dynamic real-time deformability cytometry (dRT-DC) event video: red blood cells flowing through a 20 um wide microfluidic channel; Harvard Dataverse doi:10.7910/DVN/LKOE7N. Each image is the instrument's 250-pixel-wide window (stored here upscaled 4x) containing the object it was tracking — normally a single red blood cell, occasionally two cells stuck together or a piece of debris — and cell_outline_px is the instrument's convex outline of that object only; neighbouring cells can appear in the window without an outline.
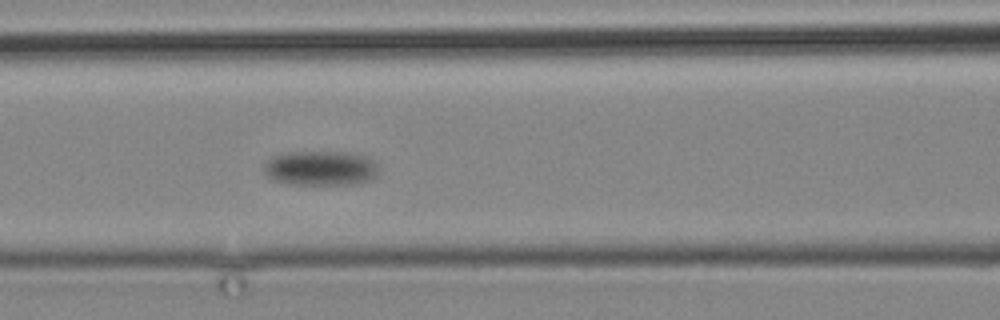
{"species": "common noctule bat (a hibernating species)", "species_latin": "Nyctalus noctula", "temperature_condition": "cold", "stored_images_in_passage": 16, "camera_frame_rate_fps": 3000, "um_per_image_px": 0.085, "animal": {"sex": "male", "body_mass_g": 19.2, "forearm_length_mm": 51.8}, "frame": {"image": 1, "passage_image": 16, "time_ms": 18.333, "image_size_px": [1000, 320], "cell_outline_px": [[376, 176], [368, 180], [352, 184], [288, 184], [276, 180], [268, 176], [264, 172], [264, 164], [272, 156], [288, 152], [348, 152], [368, 156], [376, 164]], "centroid_in_image_um": [27.23, 14.28], "position_along_channel_um": 139.4, "area_um2": 23.06}}